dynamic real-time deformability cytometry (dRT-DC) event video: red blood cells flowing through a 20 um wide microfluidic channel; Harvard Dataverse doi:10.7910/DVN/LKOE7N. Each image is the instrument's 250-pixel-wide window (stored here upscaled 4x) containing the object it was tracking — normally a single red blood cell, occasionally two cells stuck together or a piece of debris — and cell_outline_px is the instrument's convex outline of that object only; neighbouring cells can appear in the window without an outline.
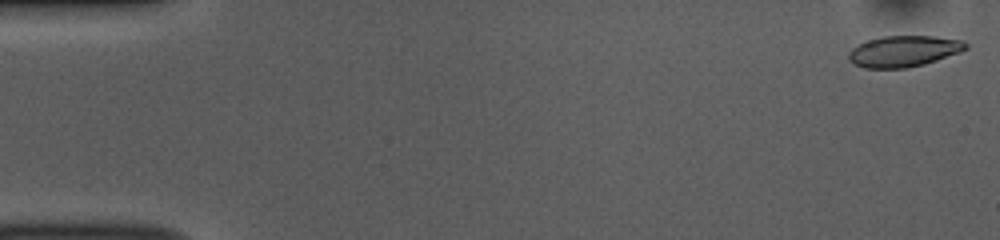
{"species": "common noctule bat (a hibernating species)", "species_latin": "Nyctalus noctula", "temperature_condition": "room temperature", "stored_images_in_passage": 51, "camera_frame_rate_fps": 3000, "um_per_image_px": 0.085, "animal": {"sex": "female", "body_mass_g": 10.0, "forearm_length_mm": 53.1}, "frame": {"image": 1, "passage_image": 1, "time_ms": 0.0, "image_size_px": [1000, 240], "cell_outline_px": [[968, 48], [960, 52], [924, 64], [904, 68], [864, 68], [852, 64], [848, 60], [848, 52], [852, 48], [868, 40], [884, 36], [932, 36], [964, 40], [968, 44]], "centroid_in_image_um": [76.81, 4.35], "position_along_channel_um": 8.2, "area_um2": 21.27}}
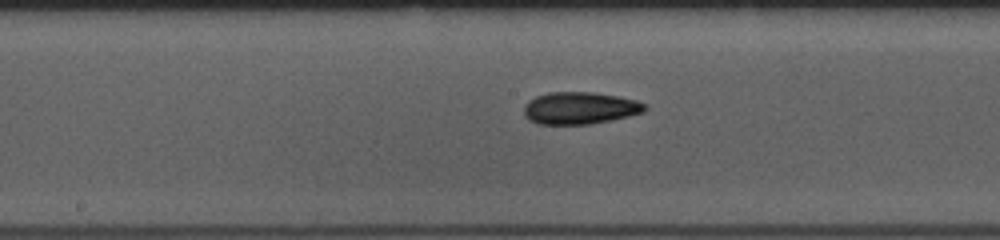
{"frame": {"image": 2, "passage_image": 26, "time_ms": 8.333, "image_size_px": [1000, 240], "cell_outline_px": [[648, 108], [644, 112], [612, 120], [592, 124], [536, 124], [528, 120], [524, 116], [524, 104], [528, 100], [536, 96], [548, 92], [592, 92], [620, 96], [636, 100], [648, 104]], "centroid_in_image_um": [49.29, 9.18], "position_along_channel_um": 198.9, "area_um2": 23.06}}
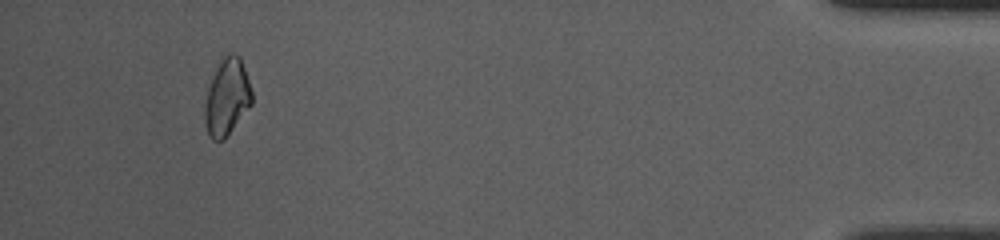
{"frame": {"image": 3, "passage_image": 48, "time_ms": 15.667, "image_size_px": [1000, 240], "cell_outline_px": [[252, 104], [224, 140], [212, 140], [208, 136], [204, 120], [204, 108], [212, 68], [228, 52], [232, 52], [240, 56], [252, 92]], "centroid_in_image_um": [19.26, 8.23], "position_along_channel_um": 415.9, "area_um2": 21.44}, "authors_computed_cell_mechanics": {"area_um2": 21.7906, "velocity_mm_per_s": 3.8752, "shape_relaxation_time_tau1_ms": 3.0624, "shape_relaxation_time_tau2_ms": 3.9086, "deformation_change_tau1": 0.0981, "deformation_change_tau2": 0.0766}}